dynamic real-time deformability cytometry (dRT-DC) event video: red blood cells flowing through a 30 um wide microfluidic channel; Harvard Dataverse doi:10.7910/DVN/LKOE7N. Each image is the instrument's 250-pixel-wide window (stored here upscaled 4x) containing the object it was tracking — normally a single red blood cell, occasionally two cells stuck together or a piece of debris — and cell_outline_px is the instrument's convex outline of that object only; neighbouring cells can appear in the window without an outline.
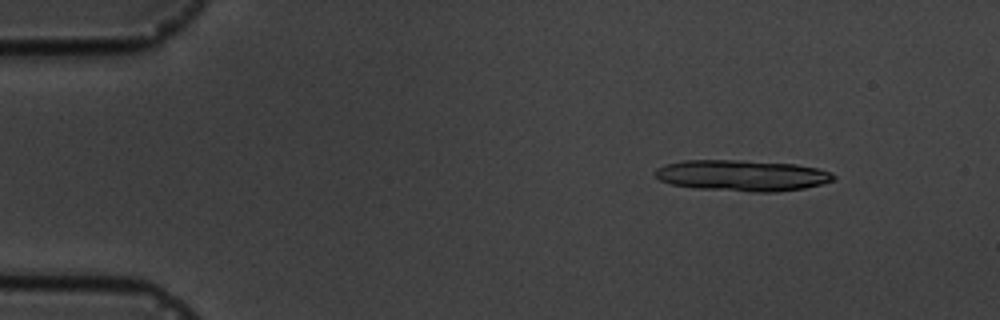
{"species": "common noctule bat (a hibernating species)", "species_latin": "Nyctalus noctula", "temperature_condition": "cold", "stored_images_in_passage": 6, "camera_frame_rate_fps": 3000, "um_per_image_px": 0.085, "animal": {"sex": "male", "body_mass_g": 19.5, "forearm_length_mm": 54.6}, "frame": {"image": 1, "passage_image": 2, "time_ms": 1.333, "image_size_px": [1000, 320], "cell_outline_px": [[836, 176], [832, 180], [820, 184], [804, 188], [776, 192], [752, 192], [696, 188], [672, 184], [660, 180], [656, 176], [656, 168], [668, 164], [684, 160], [744, 160], [796, 164], [816, 168], [832, 172]], "centroid_in_image_um": [63.1, 14.91], "position_along_channel_um": 21.9, "area_um2": 32.19}}